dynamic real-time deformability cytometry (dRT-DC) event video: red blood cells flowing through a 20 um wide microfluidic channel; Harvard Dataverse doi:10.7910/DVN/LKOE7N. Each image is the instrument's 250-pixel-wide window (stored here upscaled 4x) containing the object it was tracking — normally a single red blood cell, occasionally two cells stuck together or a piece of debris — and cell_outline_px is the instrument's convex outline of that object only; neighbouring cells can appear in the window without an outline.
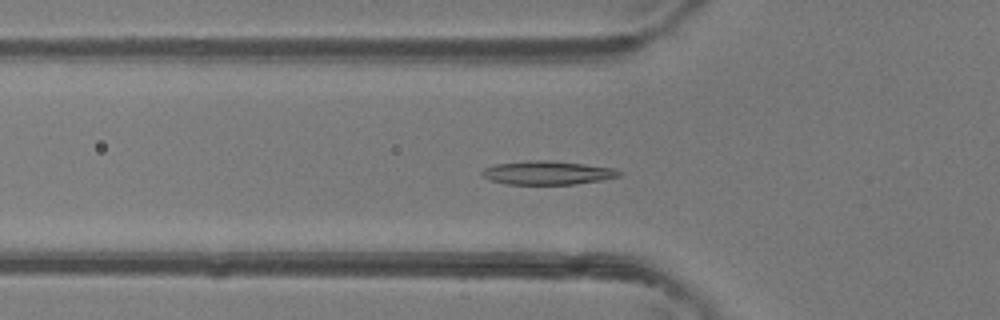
{"species": "common noctule bat (a hibernating species)", "species_latin": "Nyctalus noctula", "temperature_condition": "room temperature", "stored_images_in_passage": 48, "camera_frame_rate_fps": 3000, "um_per_image_px": 0.085, "animal": {"sex": "female"}, "frame": {"image": 1, "passage_image": 16, "time_ms": 5.0, "image_size_px": [1000, 320], "cell_outline_px": [[620, 176], [600, 180], [576, 184], [508, 184], [488, 180], [480, 172], [484, 168], [496, 164], [528, 160], [548, 160], [584, 164], [612, 168], [620, 172]], "centroid_in_image_um": [46.48, 14.68], "position_along_channel_um": 79.3, "area_um2": 18.73}}
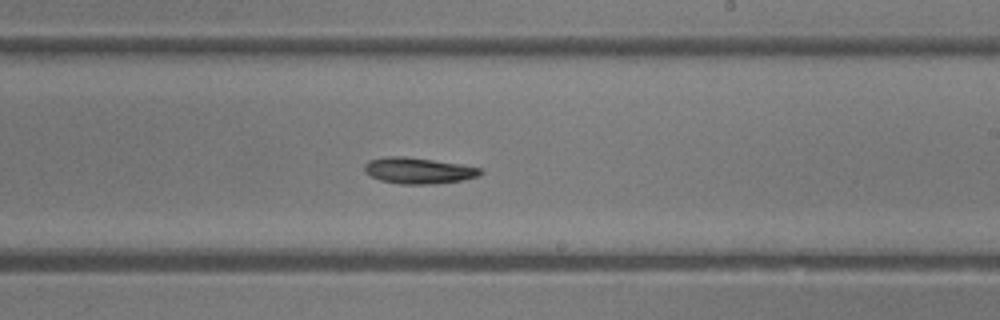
{"frame": {"image": 2, "passage_image": 28, "time_ms": 9.0, "image_size_px": [1000, 320], "cell_outline_px": [[484, 172], [480, 176], [464, 180], [436, 184], [400, 184], [380, 180], [364, 172], [364, 164], [368, 160], [384, 156], [404, 156], [460, 164], [480, 168]], "centroid_in_image_um": [35.56, 14.5], "position_along_channel_um": 253.4, "area_um2": 17.8}}
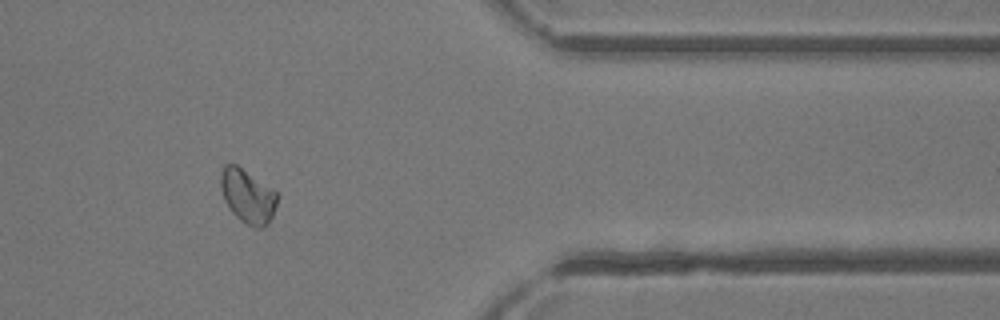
{"frame": {"image": 3, "passage_image": 39, "time_ms": 12.667, "image_size_px": [1000, 320], "cell_outline_px": [[276, 204], [272, 216], [268, 224], [264, 228], [256, 228], [240, 220], [228, 208], [224, 200], [220, 184], [220, 172], [224, 164], [236, 164], [272, 188], [276, 192]], "centroid_in_image_um": [21.02, 16.67], "position_along_channel_um": 390.4, "area_um2": 17.69}, "authors_computed_cell_mechanics": {"area_um2": 18.0336, "velocity_mm_per_s": 4.3344, "shape_relaxation_time_tau1_ms": 8.9034, "shape_relaxation_time_tau2_ms": null, "deformation_change_tau1": 0.1637, "deformation_change_tau2": null}}